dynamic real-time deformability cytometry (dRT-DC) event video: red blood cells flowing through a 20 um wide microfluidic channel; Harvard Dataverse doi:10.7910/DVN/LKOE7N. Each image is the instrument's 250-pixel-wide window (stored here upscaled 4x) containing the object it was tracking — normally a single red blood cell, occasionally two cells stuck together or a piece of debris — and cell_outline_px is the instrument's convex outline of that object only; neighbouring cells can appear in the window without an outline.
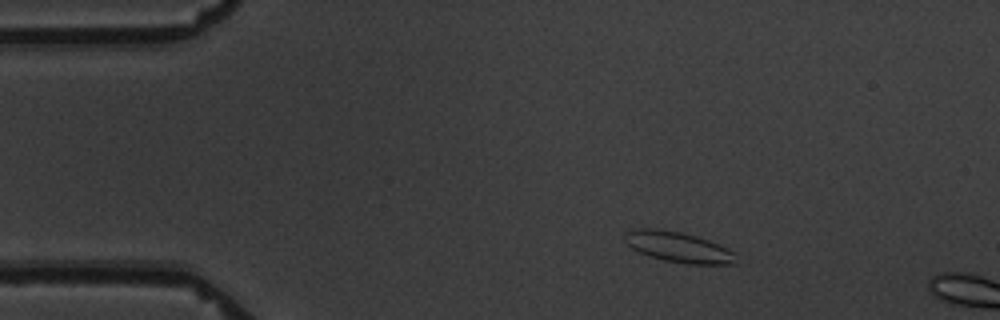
{"species": "common noctule bat (a hibernating species)", "species_latin": "Nyctalus noctula", "temperature_condition": "warm", "stored_images_in_passage": 3, "camera_frame_rate_fps": 3000, "um_per_image_px": 0.085, "animal": {"sex": "male", "body_mass_g": 19.5, "forearm_length_mm": 54.6}, "frame": {"image": 1, "passage_image": 2, "time_ms": 1.0, "image_size_px": [1000, 320], "cell_outline_px": [[736, 264], [688, 264], [664, 260], [648, 256], [632, 248], [624, 240], [624, 232], [632, 228], [656, 228], [680, 232], [696, 236], [708, 240], [736, 252]], "centroid_in_image_um": [57.64, 20.99], "position_along_channel_um": 27.4, "area_um2": 19.88}}